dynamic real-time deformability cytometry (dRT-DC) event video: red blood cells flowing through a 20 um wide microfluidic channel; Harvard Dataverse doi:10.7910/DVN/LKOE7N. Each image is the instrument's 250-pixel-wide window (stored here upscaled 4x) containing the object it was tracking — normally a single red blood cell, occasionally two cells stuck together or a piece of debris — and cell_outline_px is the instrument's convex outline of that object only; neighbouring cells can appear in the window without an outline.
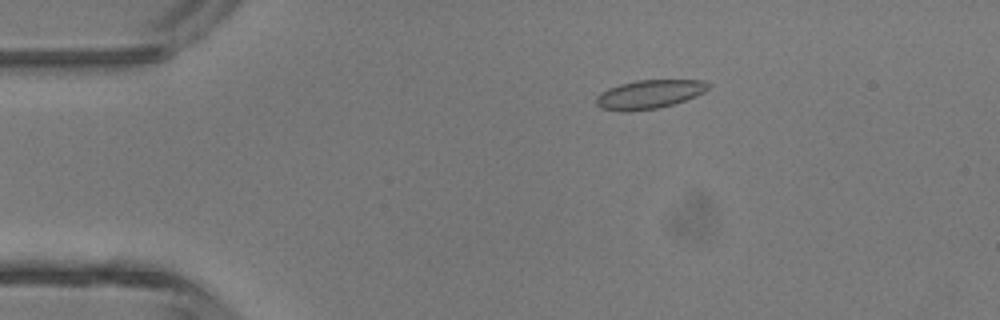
{"species": "common noctule bat (a hibernating species)", "species_latin": "Nyctalus noctula", "temperature_condition": "room temperature", "stored_images_in_passage": 5, "camera_frame_rate_fps": 3000, "um_per_image_px": 0.085, "animal": {"sex": "male", "body_mass_g": 13.3}, "frame": {"image": 1, "passage_image": 5, "time_ms": 1.333, "image_size_px": [1000, 320], "cell_outline_px": [[712, 84], [704, 92], [696, 96], [672, 104], [656, 108], [624, 112], [620, 112], [600, 108], [596, 104], [596, 96], [600, 92], [608, 88], [620, 84], [636, 80], [704, 80]], "centroid_in_image_um": [55.16, 8.01], "position_along_channel_um": 29.8, "area_um2": 18.84}}